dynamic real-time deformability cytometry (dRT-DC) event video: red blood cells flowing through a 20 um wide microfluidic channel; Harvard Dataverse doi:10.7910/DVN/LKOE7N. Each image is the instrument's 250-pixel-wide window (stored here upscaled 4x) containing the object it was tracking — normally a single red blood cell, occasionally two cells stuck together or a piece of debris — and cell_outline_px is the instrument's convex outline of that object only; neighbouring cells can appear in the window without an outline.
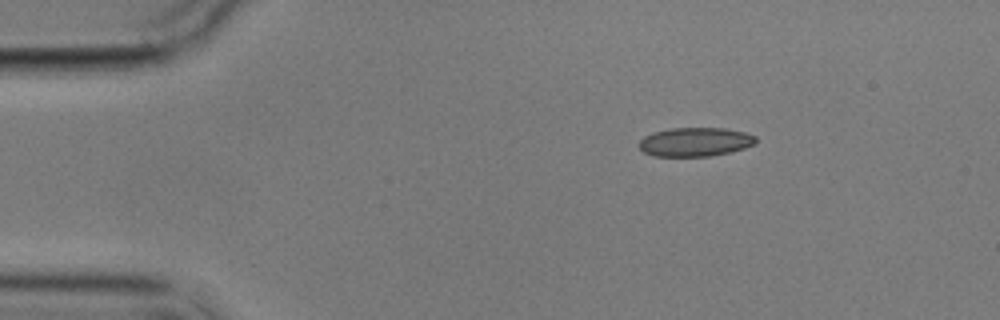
{"species": "common noctule bat (a hibernating species)", "species_latin": "Nyctalus noctula", "temperature_condition": "cold", "stored_images_in_passage": 2, "camera_frame_rate_fps": 3000, "um_per_image_px": 0.085, "animal": {"sex": "male", "body_mass_g": 17.9}, "frame": {"image": 1, "passage_image": 1, "time_ms": 0.0, "image_size_px": [1000, 320], "cell_outline_px": [[756, 144], [744, 148], [712, 156], [652, 156], [644, 152], [636, 144], [644, 136], [652, 132], [668, 128], [724, 128], [744, 132], [756, 136]], "centroid_in_image_um": [59.05, 12.06], "position_along_channel_um": 25.9, "area_um2": 19.83}}